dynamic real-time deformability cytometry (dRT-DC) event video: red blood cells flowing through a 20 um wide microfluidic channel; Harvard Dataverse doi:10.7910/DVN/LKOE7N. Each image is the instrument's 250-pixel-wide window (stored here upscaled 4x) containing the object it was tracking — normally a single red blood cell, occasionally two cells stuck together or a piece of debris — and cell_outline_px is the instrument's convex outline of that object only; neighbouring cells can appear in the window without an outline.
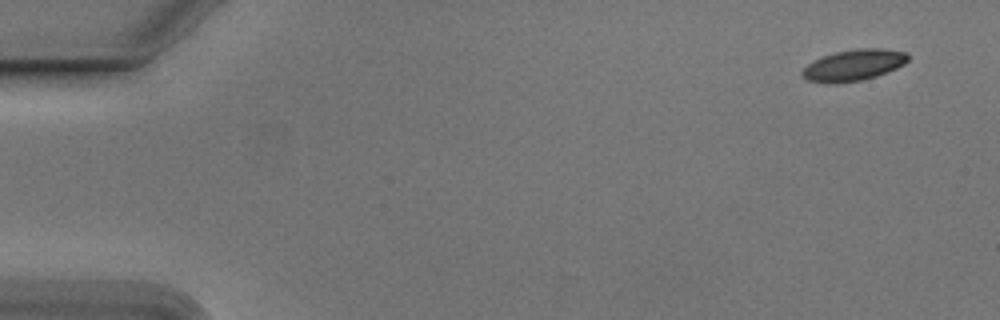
{"species": "Egyptian fruit bat (a non-hibernating species)", "species_latin": "Rousettus aegyptiacus", "temperature_condition": "cold", "stored_images_in_passage": 52, "camera_frame_rate_fps": 3000, "um_per_image_px": 0.085, "animal": {"sex": "male"}, "frame": {"image": 1, "passage_image": 1, "time_ms": 0.0, "image_size_px": [1000, 320], "cell_outline_px": [[908, 60], [904, 64], [896, 68], [876, 76], [860, 80], [832, 84], [808, 80], [800, 76], [800, 72], [808, 64], [824, 56], [836, 52], [860, 48], [880, 48], [904, 52], [908, 56]], "centroid_in_image_um": [72.54, 5.54], "position_along_channel_um": 12.5, "area_um2": 18.96}}
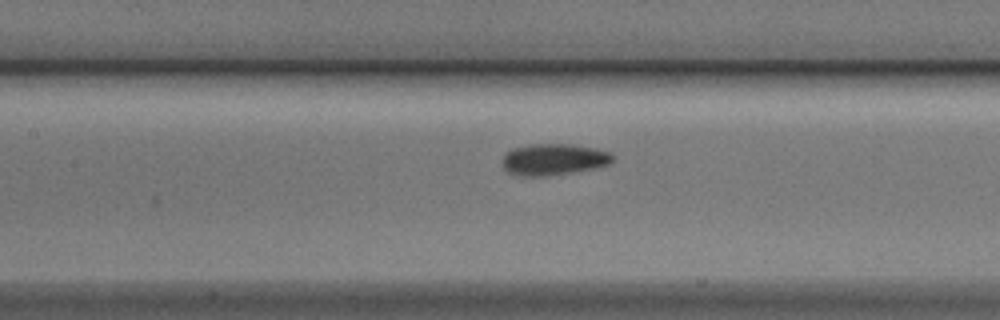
{"frame": {"image": 2, "passage_image": 23, "time_ms": 7.333, "image_size_px": [1000, 320], "cell_outline_px": [[616, 156], [608, 164], [596, 168], [544, 176], [524, 176], [508, 172], [504, 168], [504, 152], [512, 148], [528, 144], [572, 144], [596, 148], [612, 152]], "centroid_in_image_um": [47.09, 13.53], "position_along_channel_um": 160.3, "area_um2": 20.29}}
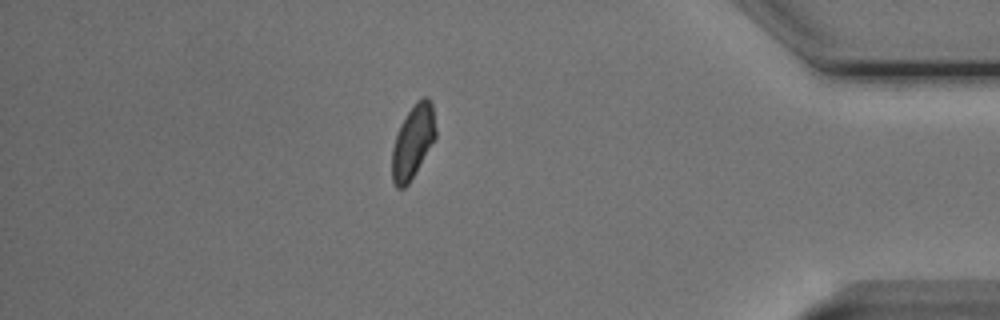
{"frame": {"image": 3, "passage_image": 45, "time_ms": 14.667, "image_size_px": [1000, 320], "cell_outline_px": [[436, 136], [408, 184], [404, 188], [396, 188], [392, 180], [392, 148], [400, 124], [416, 100], [424, 96], [428, 96], [432, 104], [436, 128]], "centroid_in_image_um": [35.09, 12.01], "position_along_channel_um": 400.1, "area_um2": 18.44}, "authors_computed_cell_mechanics": {"area_um2": 19.5942, "velocity_mm_per_s": 3.7771, "shape_relaxation_time_tau1_ms": 3.5141, "shape_relaxation_time_tau2_ms": 3.0477, "deformation_change_tau1": 0.1181, "deformation_change_tau2": 0.0688}}